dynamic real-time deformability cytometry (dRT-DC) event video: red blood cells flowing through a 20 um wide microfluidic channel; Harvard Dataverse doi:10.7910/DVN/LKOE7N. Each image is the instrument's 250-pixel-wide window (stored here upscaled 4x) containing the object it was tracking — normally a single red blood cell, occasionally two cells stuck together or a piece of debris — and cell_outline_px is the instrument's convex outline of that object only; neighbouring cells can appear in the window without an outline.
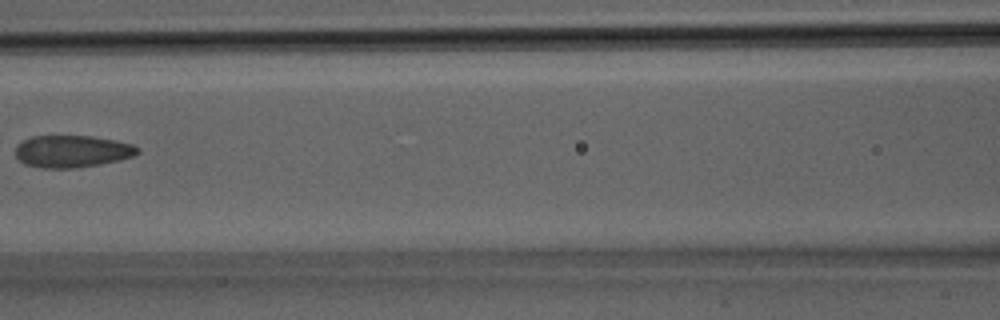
{"species": "Egyptian fruit bat (a non-hibernating species)", "species_latin": "Rousettus aegyptiacus", "temperature_condition": "room temperature", "stored_images_in_passage": 26, "camera_frame_rate_fps": 3000, "um_per_image_px": 0.085, "animal": {"sex": "male"}, "frame": {"image": 1, "passage_image": 10, "time_ms": 3.0, "image_size_px": [1000, 320], "cell_outline_px": [[140, 152], [132, 156], [120, 160], [72, 168], [44, 168], [24, 164], [16, 156], [16, 144], [32, 136], [92, 136], [116, 140], [132, 144], [140, 148]], "centroid_in_image_um": [6.13, 12.85], "position_along_channel_um": 160.5, "area_um2": 22.77}}
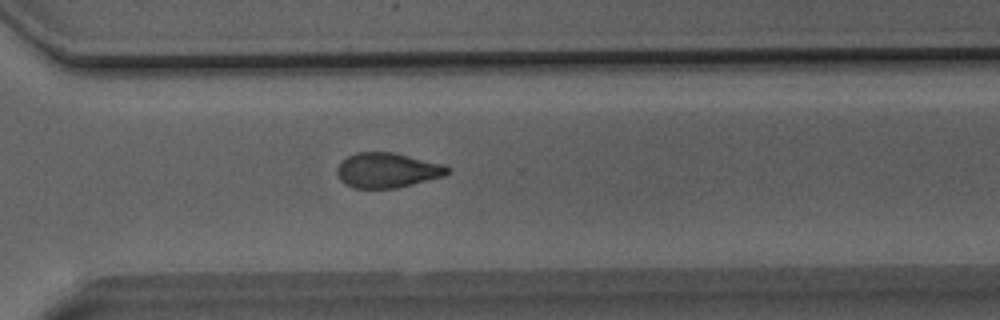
{"frame": {"image": 2, "passage_image": 18, "time_ms": 5.667, "image_size_px": [1000, 320], "cell_outline_px": [[452, 172], [444, 176], [396, 188], [352, 188], [344, 184], [340, 180], [336, 172], [336, 168], [348, 156], [356, 152], [392, 152], [444, 164], [452, 168]], "centroid_in_image_um": [32.94, 14.47], "position_along_channel_um": 337.7, "area_um2": 22.6}}
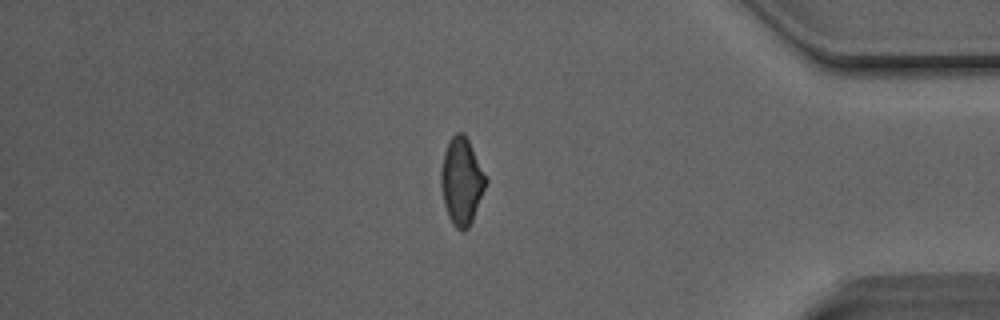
{"frame": {"image": 3, "passage_image": 22, "time_ms": 7.0, "image_size_px": [1000, 320], "cell_outline_px": [[488, 184], [472, 220], [468, 228], [464, 232], [460, 232], [452, 224], [448, 216], [444, 204], [440, 184], [440, 168], [444, 152], [452, 136], [456, 132], [464, 132], [488, 180]], "centroid_in_image_um": [39.23, 15.43], "position_along_channel_um": 396.0, "area_um2": 22.89}}